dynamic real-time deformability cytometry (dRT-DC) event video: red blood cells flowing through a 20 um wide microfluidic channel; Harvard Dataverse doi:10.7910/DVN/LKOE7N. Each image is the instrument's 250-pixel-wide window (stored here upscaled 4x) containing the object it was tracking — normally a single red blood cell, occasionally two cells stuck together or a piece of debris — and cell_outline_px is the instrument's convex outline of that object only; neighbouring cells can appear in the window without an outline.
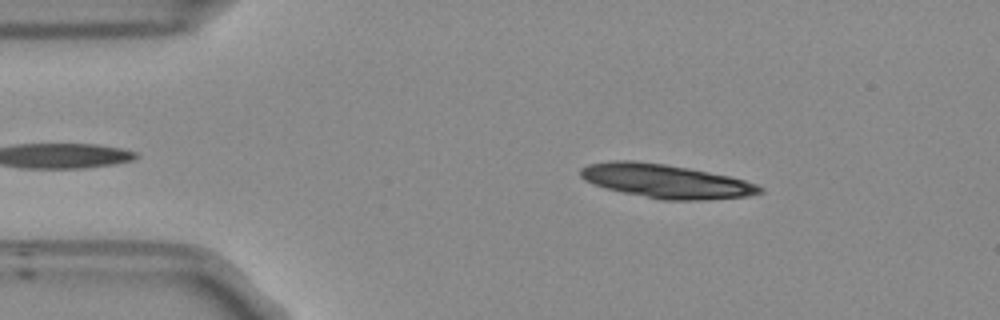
{"species": "Egyptian fruit bat (a non-hibernating species)", "species_latin": "Rousettus aegyptiacus", "temperature_condition": "room temperature", "stored_images_in_passage": 44, "segment_of_instrument_passage": [1, 2], "camera_frame_rate_fps": 3000, "um_per_image_px": 0.085, "frame": {"image": 1, "passage_image": 7, "time_ms": 2.0, "image_size_px": [1000, 320], "cell_outline_px": [[764, 192], [748, 196], [692, 200], [664, 200], [624, 192], [608, 188], [584, 180], [580, 176], [580, 168], [588, 164], [608, 160], [636, 160], [664, 164], [688, 168], [728, 176], [744, 180], [756, 184], [764, 188]], "centroid_in_image_um": [56.58, 15.38], "position_along_channel_um": 28.4, "area_um2": 34.91}}